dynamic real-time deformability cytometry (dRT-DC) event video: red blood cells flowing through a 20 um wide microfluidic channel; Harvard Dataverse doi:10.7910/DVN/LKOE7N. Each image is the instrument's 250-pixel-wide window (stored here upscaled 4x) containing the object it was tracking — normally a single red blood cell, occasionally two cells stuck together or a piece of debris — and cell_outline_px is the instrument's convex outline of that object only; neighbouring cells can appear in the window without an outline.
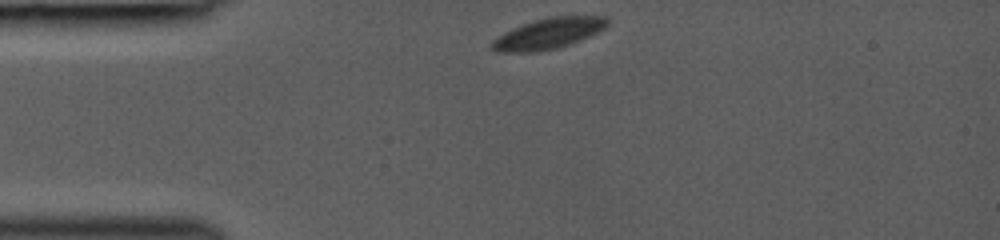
{"species": "common noctule bat (a hibernating species)", "species_latin": "Nyctalus noctula", "temperature_condition": "room temperature", "stored_images_in_passage": 32, "camera_frame_rate_fps": 3000, "um_per_image_px": 0.085, "animal": {"sex": "female", "body_mass_g": 19.0, "forearm_length_mm": 53.3}, "frame": {"image": 1, "passage_image": 1, "time_ms": 0.0, "image_size_px": [1000, 240], "cell_outline_px": [[608, 24], [600, 32], [580, 40], [556, 48], [536, 52], [496, 52], [488, 44], [492, 40], [504, 32], [512, 28], [532, 20], [548, 16], [604, 16], [608, 20]], "centroid_in_image_um": [46.58, 2.84], "position_along_channel_um": 38.4, "area_um2": 20.87}}
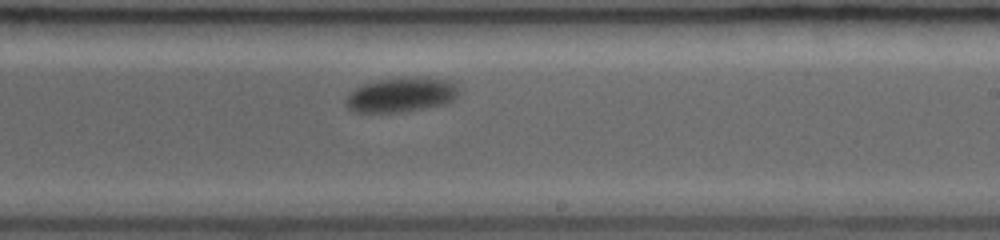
{"frame": {"image": 2, "passage_image": 19, "time_ms": 6.0, "image_size_px": [1000, 240], "cell_outline_px": [[456, 96], [448, 104], [400, 112], [352, 112], [344, 104], [348, 96], [356, 88], [364, 84], [380, 80], [452, 80], [456, 84]], "centroid_in_image_um": [34.06, 8.12], "position_along_channel_um": 254.9, "area_um2": 21.68}}
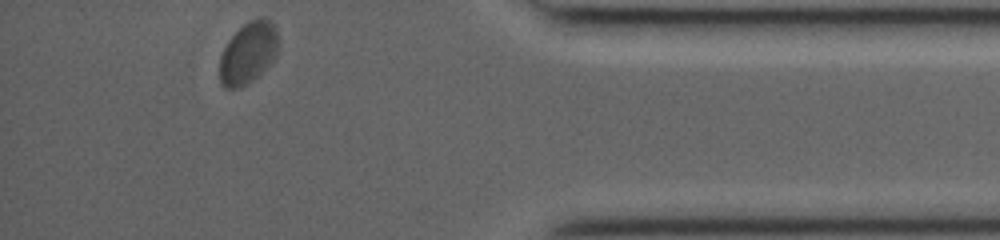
{"frame": {"image": 3, "passage_image": 32, "time_ms": 10.333, "image_size_px": [1000, 240], "cell_outline_px": [[280, 44], [272, 60], [248, 84], [240, 88], [224, 88], [220, 84], [220, 56], [228, 40], [244, 24], [252, 20], [268, 20], [276, 28]], "centroid_in_image_um": [21.08, 4.53], "position_along_channel_um": 414.1, "area_um2": 20.63}}